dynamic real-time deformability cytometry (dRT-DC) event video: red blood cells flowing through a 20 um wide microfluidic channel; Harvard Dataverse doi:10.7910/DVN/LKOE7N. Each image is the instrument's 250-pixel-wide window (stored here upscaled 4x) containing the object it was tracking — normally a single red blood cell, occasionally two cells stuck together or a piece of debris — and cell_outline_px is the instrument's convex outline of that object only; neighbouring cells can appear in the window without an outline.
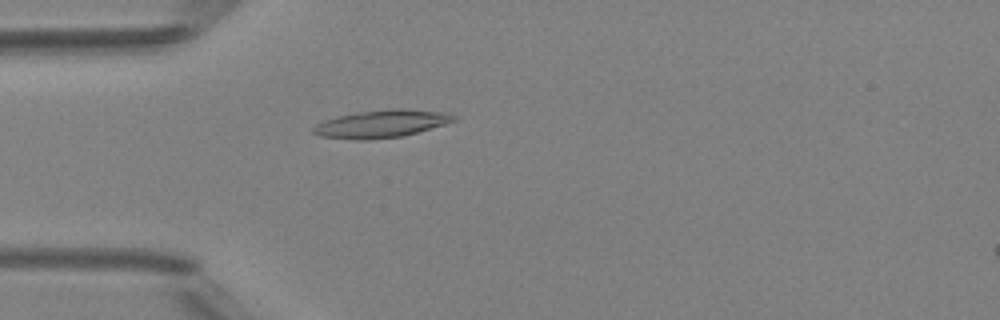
{"species": "Egyptian fruit bat (a non-hibernating species)", "species_latin": "Rousettus aegyptiacus", "temperature_condition": "room temperature", "stored_images_in_passage": 49, "camera_frame_rate_fps": 3000, "um_per_image_px": 0.085, "animal": {"sex": "female"}, "frame": {"image": 1, "passage_image": 14, "time_ms": 4.333, "image_size_px": [1000, 320], "cell_outline_px": [[456, 120], [444, 124], [404, 136], [364, 140], [356, 140], [320, 136], [312, 132], [312, 128], [316, 124], [324, 120], [336, 116], [356, 112], [392, 108], [404, 108], [452, 112]], "centroid_in_image_um": [32.42, 10.5], "position_along_channel_um": 52.6, "area_um2": 22.89}}
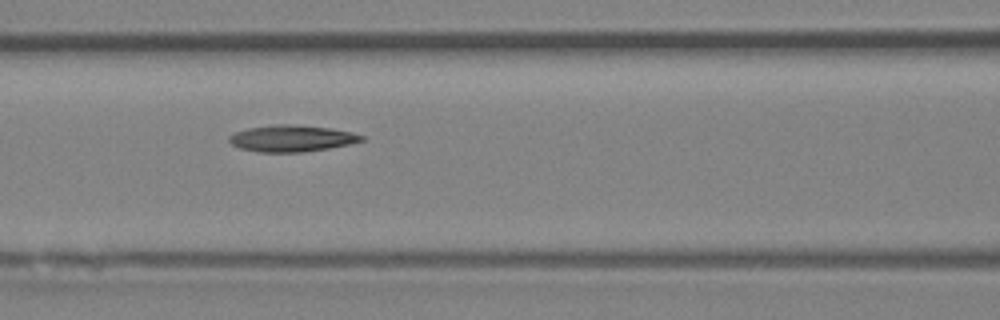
{"frame": {"image": 2, "passage_image": 21, "time_ms": 6.667, "image_size_px": [1000, 320], "cell_outline_px": [[364, 140], [348, 144], [328, 148], [304, 152], [256, 152], [240, 148], [232, 144], [228, 140], [228, 136], [236, 132], [248, 128], [276, 124], [288, 124], [332, 128], [352, 132], [364, 136]], "centroid_in_image_um": [24.78, 11.76], "position_along_channel_um": 141.8, "area_um2": 20.4}}
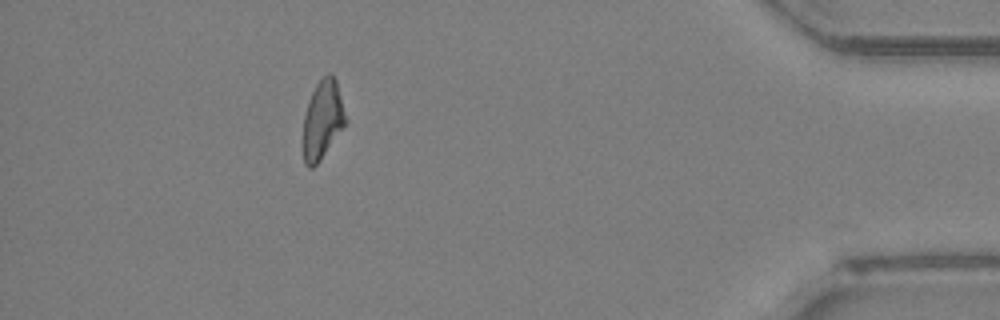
{"frame": {"image": 3, "passage_image": 44, "time_ms": 14.333, "image_size_px": [1000, 320], "cell_outline_px": [[348, 120], [320, 160], [312, 168], [308, 168], [304, 164], [304, 116], [308, 100], [316, 84], [328, 72], [336, 80]], "centroid_in_image_um": [27.43, 10.16], "position_along_channel_um": 407.8, "area_um2": 19.19}}